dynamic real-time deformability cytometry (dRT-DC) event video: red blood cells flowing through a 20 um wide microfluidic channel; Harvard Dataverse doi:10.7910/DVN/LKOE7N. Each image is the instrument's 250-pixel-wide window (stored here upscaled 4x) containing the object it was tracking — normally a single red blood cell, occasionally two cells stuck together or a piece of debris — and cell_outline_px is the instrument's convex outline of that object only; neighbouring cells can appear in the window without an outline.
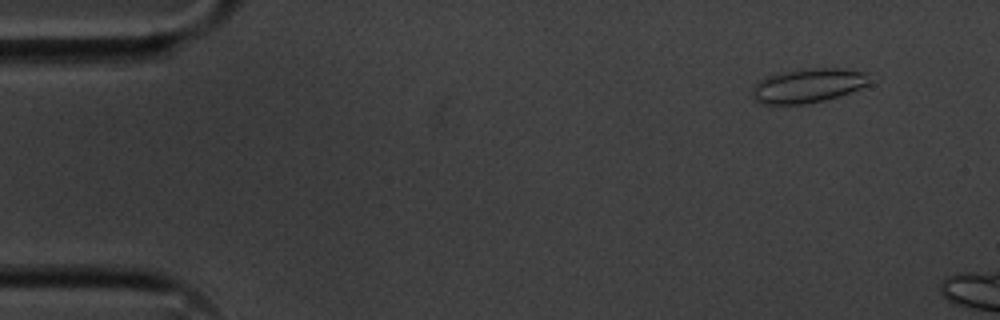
{"species": "common noctule bat (a hibernating species)", "species_latin": "Nyctalus noctula", "temperature_condition": "cold", "stored_images_in_passage": 11, "camera_frame_rate_fps": 3000, "um_per_image_px": 0.085, "animal": {"sex": "male", "body_mass_g": 20.1, "forearm_length_mm": 53.5}, "frame": {"image": 1, "passage_image": 5, "time_ms": 1.333, "image_size_px": [1000, 320], "cell_outline_px": [[872, 84], [824, 100], [804, 104], [764, 104], [756, 100], [752, 96], [752, 88], [760, 80], [768, 76], [788, 72], [812, 68], [844, 68], [868, 72]], "centroid_in_image_um": [68.74, 7.27], "position_along_channel_um": 16.3, "area_um2": 23.12}}